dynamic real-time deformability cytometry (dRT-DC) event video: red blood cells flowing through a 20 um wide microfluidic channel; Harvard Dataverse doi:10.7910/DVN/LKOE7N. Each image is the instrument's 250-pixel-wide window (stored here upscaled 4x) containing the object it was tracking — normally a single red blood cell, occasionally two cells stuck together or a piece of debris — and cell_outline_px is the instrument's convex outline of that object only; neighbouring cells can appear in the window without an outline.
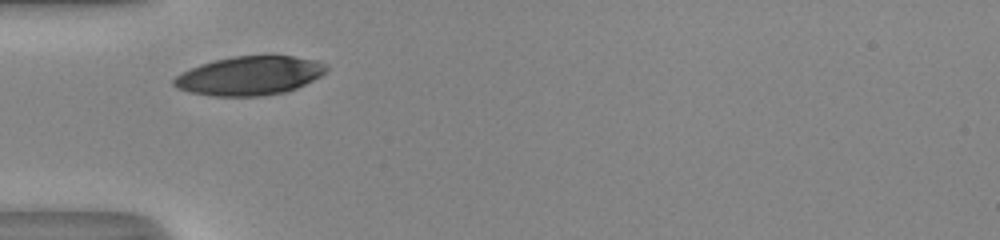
{"species": "human", "species_latin": "Homo sapiens", "temperature_condition": "room temperature", "stored_images_in_passage": 25, "camera_frame_rate_fps": 3000, "um_per_image_px": 0.085, "donor": {"sex": "male"}, "frame": {"image": 1, "passage_image": 1, "time_ms": 0.0, "image_size_px": [1000, 240], "cell_outline_px": [[328, 68], [320, 76], [296, 88], [284, 92], [264, 96], [212, 96], [188, 92], [176, 88], [172, 84], [172, 80], [176, 76], [200, 64], [216, 60], [236, 56], [292, 56], [316, 60], [328, 64]], "centroid_in_image_um": [21.21, 6.44], "position_along_channel_um": 63.8, "area_um2": 34.39}}
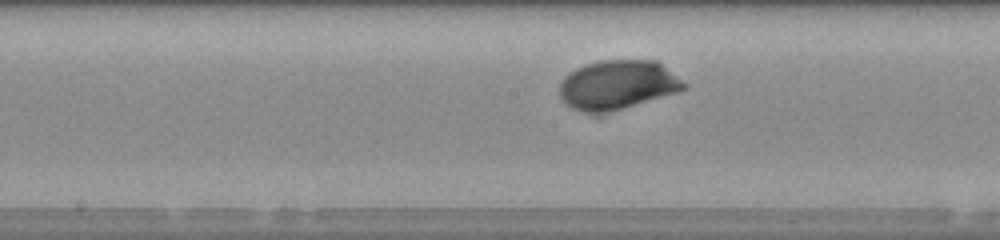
{"frame": {"image": 2, "passage_image": 11, "time_ms": 3.333, "image_size_px": [1000, 240], "cell_outline_px": [[688, 88], [676, 92], [624, 108], [596, 116], [592, 116], [572, 108], [560, 96], [560, 84], [564, 76], [576, 68], [600, 60], [656, 60], [688, 84]], "centroid_in_image_um": [52.48, 7.23], "position_along_channel_um": 195.7, "area_um2": 35.84}}
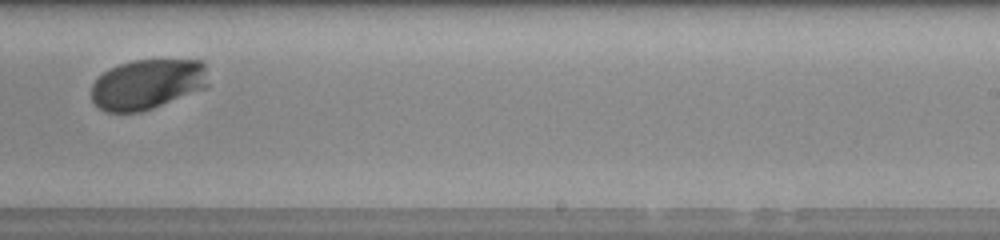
{"frame": {"image": 3, "passage_image": 17, "time_ms": 5.333, "image_size_px": [1000, 240], "cell_outline_px": [[208, 88], [152, 108], [140, 112], [104, 112], [92, 100], [92, 84], [104, 72], [120, 64], [132, 60], [204, 60], [208, 84]], "centroid_in_image_um": [12.56, 7.16], "position_along_channel_um": 276.4, "area_um2": 34.22}, "authors_computed_cell_mechanics": {"area_um2": 34.68, "velocity_mm_per_s": 4.0445, "shape_relaxation_time_tau1_ms": 2.0301, "shape_relaxation_time_tau2_ms": null, "deformation_change_tau1": 0.1373, "deformation_change_tau2": null}}